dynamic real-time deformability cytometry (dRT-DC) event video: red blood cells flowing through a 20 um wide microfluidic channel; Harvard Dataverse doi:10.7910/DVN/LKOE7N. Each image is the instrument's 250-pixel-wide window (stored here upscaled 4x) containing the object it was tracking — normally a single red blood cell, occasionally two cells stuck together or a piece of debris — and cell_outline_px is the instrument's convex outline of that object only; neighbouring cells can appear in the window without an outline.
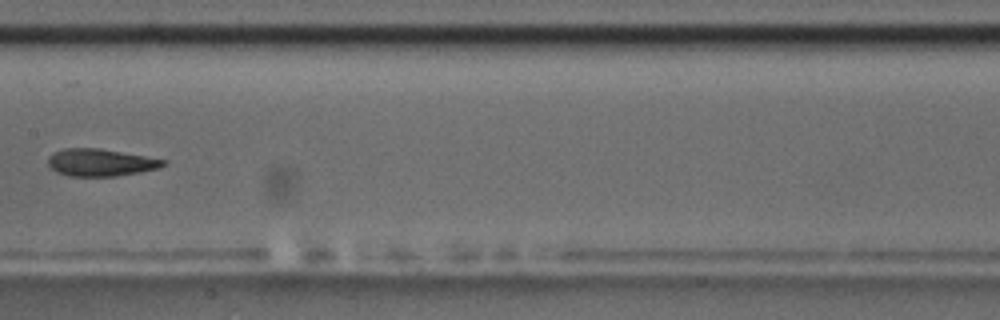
{"species": "common noctule bat (a hibernating species)", "species_latin": "Nyctalus noctula", "temperature_condition": "room temperature", "stored_images_in_passage": 9, "camera_frame_rate_fps": 3000, "um_per_image_px": 0.085, "animal": {"sex": "male", "body_mass_g": 17.5, "forearm_length_mm": 52.3}, "frame": {"image": 1, "passage_image": 8, "time_ms": 9.0, "image_size_px": [1000, 320], "cell_outline_px": [[168, 164], [160, 168], [140, 172], [116, 176], [68, 176], [56, 172], [48, 164], [48, 156], [52, 152], [64, 148], [100, 148], [168, 160]], "centroid_in_image_um": [8.56, 13.81], "position_along_channel_um": 198.8, "area_um2": 18.55}}